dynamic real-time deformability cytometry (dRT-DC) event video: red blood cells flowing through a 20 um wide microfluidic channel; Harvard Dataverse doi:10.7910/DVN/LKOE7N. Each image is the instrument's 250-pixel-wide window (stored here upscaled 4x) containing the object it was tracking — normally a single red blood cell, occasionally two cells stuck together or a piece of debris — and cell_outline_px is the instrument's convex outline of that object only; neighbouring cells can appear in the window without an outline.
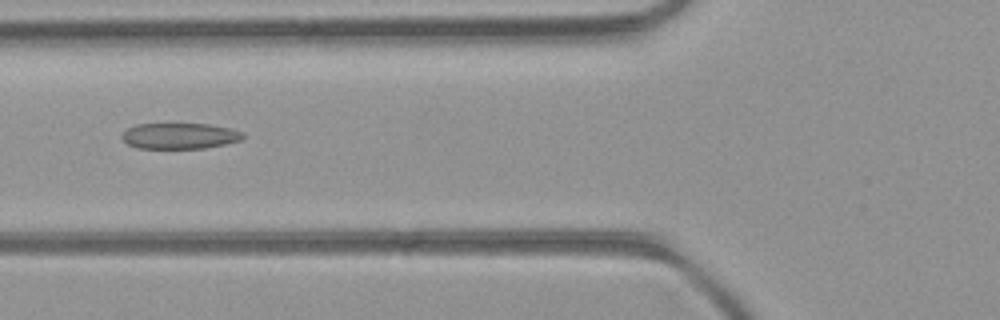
{"species": "common noctule bat (a hibernating species)", "species_latin": "Nyctalus noctula", "temperature_condition": "room temperature", "stored_images_in_passage": 34, "camera_frame_rate_fps": 3000, "um_per_image_px": 0.085, "animal": {"sex": "female", "body_mass_g": 21.9}, "frame": {"image": 1, "passage_image": 9, "time_ms": 2.667, "image_size_px": [1000, 320], "cell_outline_px": [[244, 136], [240, 140], [224, 144], [204, 148], [136, 148], [128, 144], [120, 136], [128, 128], [136, 124], [208, 124], [228, 128], [244, 132]], "centroid_in_image_um": [15.25, 11.55], "position_along_channel_um": 110.5, "area_um2": 18.09}}
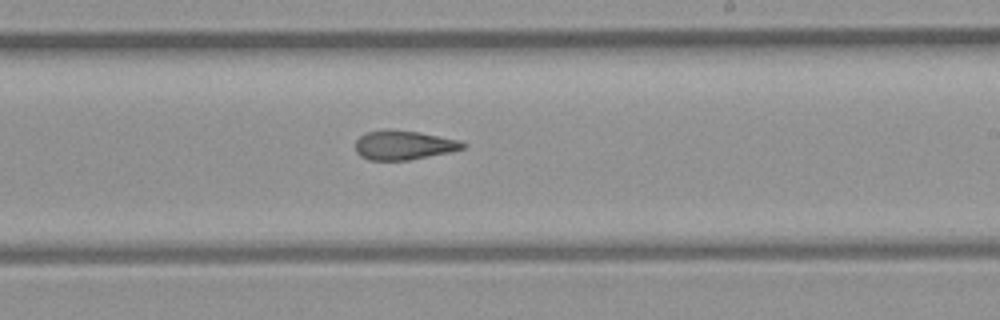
{"frame": {"image": 2, "passage_image": 19, "time_ms": 6.0, "image_size_px": [1000, 320], "cell_outline_px": [[468, 144], [464, 148], [448, 152], [408, 160], [368, 160], [360, 156], [356, 152], [356, 140], [360, 136], [368, 132], [384, 128], [388, 128], [416, 132], [460, 140]], "centroid_in_image_um": [34.28, 12.32], "position_along_channel_um": 254.7, "area_um2": 18.26}}
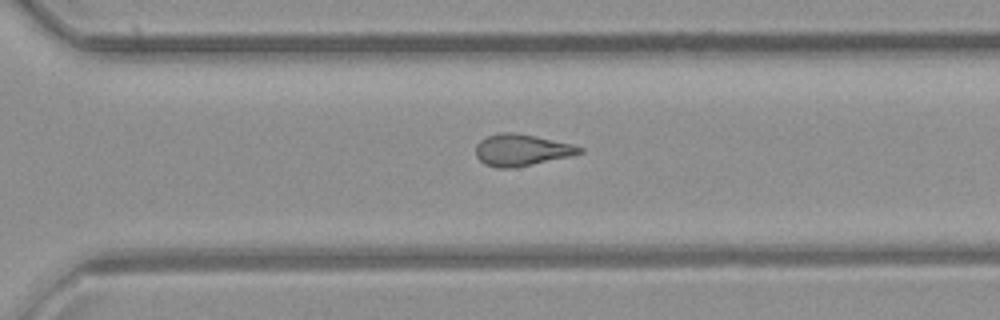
{"frame": {"image": 3, "passage_image": 24, "time_ms": 7.667, "image_size_px": [1000, 320], "cell_outline_px": [[584, 152], [568, 156], [532, 164], [512, 168], [496, 168], [484, 164], [476, 156], [476, 144], [480, 140], [488, 136], [500, 132], [516, 132], [536, 136], [572, 144], [584, 148]], "centroid_in_image_um": [44.3, 12.74], "position_along_channel_um": 326.3, "area_um2": 19.07}, "authors_computed_cell_mechanics": {"area_um2": 19.1896, "velocity_mm_per_s": 4.311, "shape_relaxation_time_tau1_ms": null, "shape_relaxation_time_tau2_ms": 2.3387, "deformation_change_tau1": null, "deformation_change_tau2": 0.0997}}